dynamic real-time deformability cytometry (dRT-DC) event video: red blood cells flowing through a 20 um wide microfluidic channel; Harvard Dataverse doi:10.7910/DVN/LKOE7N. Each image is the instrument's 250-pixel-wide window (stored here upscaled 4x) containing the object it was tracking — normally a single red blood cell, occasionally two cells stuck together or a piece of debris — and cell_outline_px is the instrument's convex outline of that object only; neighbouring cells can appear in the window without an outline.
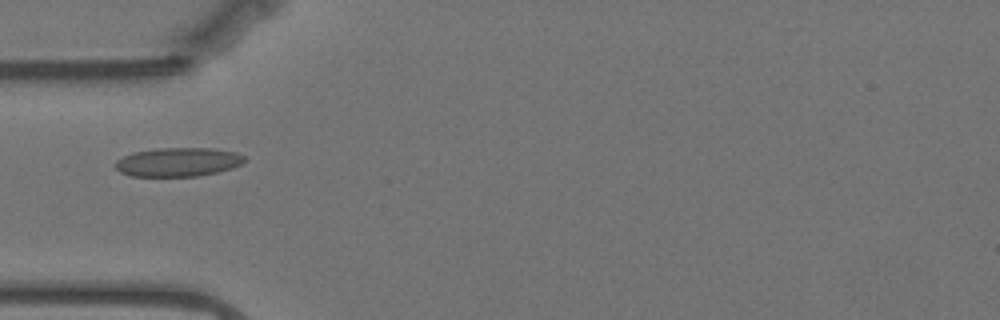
{"species": "Egyptian fruit bat (a non-hibernating species)", "species_latin": "Rousettus aegyptiacus", "temperature_condition": "warm", "stored_images_in_passage": 30, "camera_frame_rate_fps": 3000, "um_per_image_px": 0.085, "animal": {"sex": "female"}, "frame": {"image": 1, "passage_image": 1, "time_ms": 0.0, "image_size_px": [1000, 320], "cell_outline_px": [[248, 160], [232, 168], [216, 172], [196, 176], [132, 176], [120, 172], [116, 168], [116, 160], [132, 152], [156, 148], [212, 148], [236, 152], [244, 156]], "centroid_in_image_um": [15.14, 13.76], "position_along_channel_um": 69.9, "area_um2": 21.73}}
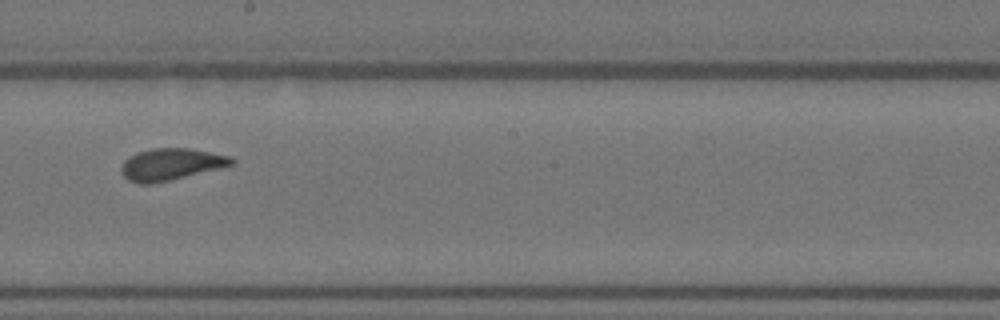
{"frame": {"image": 2, "passage_image": 15, "time_ms": 4.667, "image_size_px": [1000, 320], "cell_outline_px": [[236, 160], [232, 164], [220, 168], [152, 184], [140, 184], [128, 180], [120, 172], [120, 168], [124, 160], [140, 152], [152, 148], [188, 148], [232, 156]], "centroid_in_image_um": [14.53, 13.97], "position_along_channel_um": 233.7, "area_um2": 20.29}}
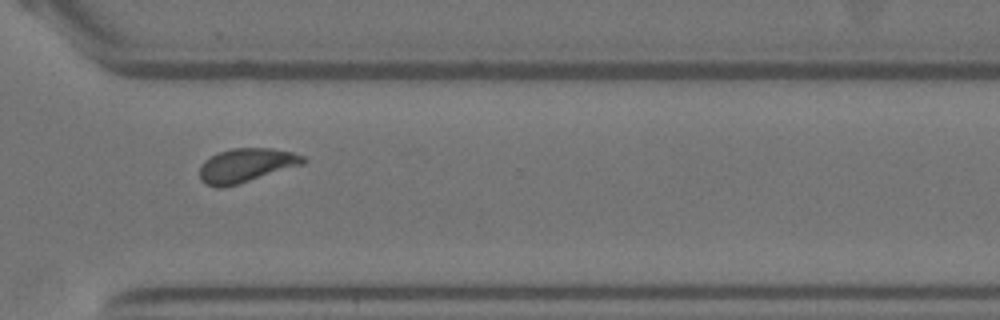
{"frame": {"image": 3, "passage_image": 25, "time_ms": 8.0, "image_size_px": [1000, 320], "cell_outline_px": [[308, 160], [304, 164], [236, 184], [220, 188], [216, 188], [204, 184], [200, 180], [200, 164], [204, 160], [220, 152], [232, 148], [272, 148], [292, 152], [304, 156]], "centroid_in_image_um": [20.91, 14.05], "position_along_channel_um": 349.7, "area_um2": 20.4}}